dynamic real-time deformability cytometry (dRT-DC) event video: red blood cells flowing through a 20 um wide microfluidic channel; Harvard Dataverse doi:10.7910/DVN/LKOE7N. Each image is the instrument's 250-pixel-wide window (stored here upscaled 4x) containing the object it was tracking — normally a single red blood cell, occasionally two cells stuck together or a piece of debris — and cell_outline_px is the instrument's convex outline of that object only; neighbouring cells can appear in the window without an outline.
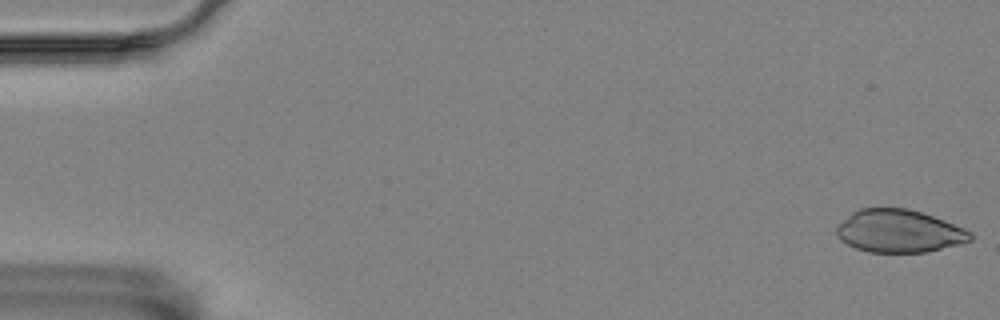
{"species": "Egyptian fruit bat (a non-hibernating species)", "species_latin": "Rousettus aegyptiacus", "temperature_condition": "room temperature", "stored_images_in_passage": 56, "camera_frame_rate_fps": 3000, "um_per_image_px": 0.085, "animal": {"sex": "female"}, "frame": {"image": 1, "passage_image": 1, "time_ms": 0.0, "image_size_px": [1000, 320], "cell_outline_px": [[972, 240], [960, 244], [924, 252], [868, 252], [856, 248], [840, 240], [836, 236], [836, 228], [852, 212], [860, 208], [908, 208], [944, 220], [964, 228], [972, 232]], "centroid_in_image_um": [76.42, 19.64], "position_along_channel_um": 8.6, "area_um2": 33.18}}